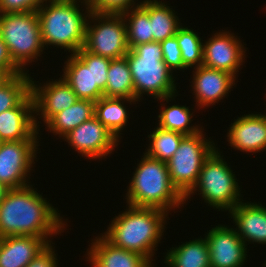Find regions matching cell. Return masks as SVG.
I'll list each match as a JSON object with an SVG mask.
<instances>
[{"mask_svg": "<svg viewBox=\"0 0 266 267\" xmlns=\"http://www.w3.org/2000/svg\"><path fill=\"white\" fill-rule=\"evenodd\" d=\"M65 225L57 209L32 185L9 189L0 203V238L34 236L50 244L49 237L63 232Z\"/></svg>", "mask_w": 266, "mask_h": 267, "instance_id": "6da1fadb", "label": "cell"}, {"mask_svg": "<svg viewBox=\"0 0 266 267\" xmlns=\"http://www.w3.org/2000/svg\"><path fill=\"white\" fill-rule=\"evenodd\" d=\"M127 205V211L116 216L102 236L112 245L136 252L152 263L168 214L158 208Z\"/></svg>", "mask_w": 266, "mask_h": 267, "instance_id": "7a4b0ae2", "label": "cell"}, {"mask_svg": "<svg viewBox=\"0 0 266 267\" xmlns=\"http://www.w3.org/2000/svg\"><path fill=\"white\" fill-rule=\"evenodd\" d=\"M80 0H48L37 10L42 42L66 49L71 54L84 47L86 38L87 17L91 13L87 0L81 3L86 11L81 12ZM87 13V15H86Z\"/></svg>", "mask_w": 266, "mask_h": 267, "instance_id": "3957f363", "label": "cell"}, {"mask_svg": "<svg viewBox=\"0 0 266 267\" xmlns=\"http://www.w3.org/2000/svg\"><path fill=\"white\" fill-rule=\"evenodd\" d=\"M133 173L126 193V203L135 207H153L169 213L172 208H180L184 197L173 186L167 163L149 157L144 153Z\"/></svg>", "mask_w": 266, "mask_h": 267, "instance_id": "277c9868", "label": "cell"}, {"mask_svg": "<svg viewBox=\"0 0 266 267\" xmlns=\"http://www.w3.org/2000/svg\"><path fill=\"white\" fill-rule=\"evenodd\" d=\"M127 58L135 89V99L143 94L152 95L157 101H168L177 95L173 72L163 62L160 42H148L130 49Z\"/></svg>", "mask_w": 266, "mask_h": 267, "instance_id": "5b68a950", "label": "cell"}, {"mask_svg": "<svg viewBox=\"0 0 266 267\" xmlns=\"http://www.w3.org/2000/svg\"><path fill=\"white\" fill-rule=\"evenodd\" d=\"M235 177L231 167L223 159V155L221 156L218 148H215L205 159L197 183L184 200H188L191 194L198 190L208 206L219 211L225 209L230 212L242 202L240 186Z\"/></svg>", "mask_w": 266, "mask_h": 267, "instance_id": "8992f818", "label": "cell"}, {"mask_svg": "<svg viewBox=\"0 0 266 267\" xmlns=\"http://www.w3.org/2000/svg\"><path fill=\"white\" fill-rule=\"evenodd\" d=\"M0 37L13 63L24 73L28 72L24 67L43 53L44 45L36 11L0 14Z\"/></svg>", "mask_w": 266, "mask_h": 267, "instance_id": "52a82bcc", "label": "cell"}, {"mask_svg": "<svg viewBox=\"0 0 266 267\" xmlns=\"http://www.w3.org/2000/svg\"><path fill=\"white\" fill-rule=\"evenodd\" d=\"M202 132L185 136L172 158L166 162L170 180L183 197L193 189L205 159L216 148Z\"/></svg>", "mask_w": 266, "mask_h": 267, "instance_id": "ba28073f", "label": "cell"}, {"mask_svg": "<svg viewBox=\"0 0 266 267\" xmlns=\"http://www.w3.org/2000/svg\"><path fill=\"white\" fill-rule=\"evenodd\" d=\"M89 19L95 22L94 25L89 24ZM84 48L94 55L111 59L125 57L130 48L127 43V26L122 14L91 12L86 26Z\"/></svg>", "mask_w": 266, "mask_h": 267, "instance_id": "9c48e42d", "label": "cell"}, {"mask_svg": "<svg viewBox=\"0 0 266 267\" xmlns=\"http://www.w3.org/2000/svg\"><path fill=\"white\" fill-rule=\"evenodd\" d=\"M38 143L37 140L3 142L0 146V183L9 189L31 185L26 177L33 170Z\"/></svg>", "mask_w": 266, "mask_h": 267, "instance_id": "30bf717a", "label": "cell"}, {"mask_svg": "<svg viewBox=\"0 0 266 267\" xmlns=\"http://www.w3.org/2000/svg\"><path fill=\"white\" fill-rule=\"evenodd\" d=\"M62 139L72 149L87 159H99L108 156L118 146L119 140L95 116L71 130Z\"/></svg>", "mask_w": 266, "mask_h": 267, "instance_id": "8fae6325", "label": "cell"}, {"mask_svg": "<svg viewBox=\"0 0 266 267\" xmlns=\"http://www.w3.org/2000/svg\"><path fill=\"white\" fill-rule=\"evenodd\" d=\"M240 38L229 31L215 33L208 41L203 43L202 65L225 71L236 78L240 66L243 65L245 51Z\"/></svg>", "mask_w": 266, "mask_h": 267, "instance_id": "7c38bea8", "label": "cell"}, {"mask_svg": "<svg viewBox=\"0 0 266 267\" xmlns=\"http://www.w3.org/2000/svg\"><path fill=\"white\" fill-rule=\"evenodd\" d=\"M209 247L211 267H242L247 256V245L236 230L218 225L205 236Z\"/></svg>", "mask_w": 266, "mask_h": 267, "instance_id": "4fadbf2b", "label": "cell"}, {"mask_svg": "<svg viewBox=\"0 0 266 267\" xmlns=\"http://www.w3.org/2000/svg\"><path fill=\"white\" fill-rule=\"evenodd\" d=\"M34 115V99L30 92L16 107L0 113L2 140L4 142L38 140L40 125Z\"/></svg>", "mask_w": 266, "mask_h": 267, "instance_id": "5bb4252c", "label": "cell"}, {"mask_svg": "<svg viewBox=\"0 0 266 267\" xmlns=\"http://www.w3.org/2000/svg\"><path fill=\"white\" fill-rule=\"evenodd\" d=\"M31 78V94L34 99V114L41 115L46 124L55 114L72 106L78 97L70 85L60 77L39 86ZM33 80V81H32ZM41 113V114H40Z\"/></svg>", "mask_w": 266, "mask_h": 267, "instance_id": "9a60e30c", "label": "cell"}, {"mask_svg": "<svg viewBox=\"0 0 266 267\" xmlns=\"http://www.w3.org/2000/svg\"><path fill=\"white\" fill-rule=\"evenodd\" d=\"M69 58V59H68ZM62 77L70 85L78 99L98 101L103 92L94 84L93 54L84 47L68 56Z\"/></svg>", "mask_w": 266, "mask_h": 267, "instance_id": "2e32d148", "label": "cell"}, {"mask_svg": "<svg viewBox=\"0 0 266 267\" xmlns=\"http://www.w3.org/2000/svg\"><path fill=\"white\" fill-rule=\"evenodd\" d=\"M193 71V94L196 104L202 108L218 103L230 92L235 85L236 78L225 71L209 68L204 65L194 67Z\"/></svg>", "mask_w": 266, "mask_h": 267, "instance_id": "e0dca14e", "label": "cell"}, {"mask_svg": "<svg viewBox=\"0 0 266 267\" xmlns=\"http://www.w3.org/2000/svg\"><path fill=\"white\" fill-rule=\"evenodd\" d=\"M229 126L231 127L227 132V139L235 150L246 153L266 150V117L264 114H244Z\"/></svg>", "mask_w": 266, "mask_h": 267, "instance_id": "ac0fdd59", "label": "cell"}, {"mask_svg": "<svg viewBox=\"0 0 266 267\" xmlns=\"http://www.w3.org/2000/svg\"><path fill=\"white\" fill-rule=\"evenodd\" d=\"M95 238L87 250V261H90L93 267H154L142 255L118 248L102 235Z\"/></svg>", "mask_w": 266, "mask_h": 267, "instance_id": "d6986e66", "label": "cell"}, {"mask_svg": "<svg viewBox=\"0 0 266 267\" xmlns=\"http://www.w3.org/2000/svg\"><path fill=\"white\" fill-rule=\"evenodd\" d=\"M238 236L247 242L266 244V207L257 203L240 202L230 213ZM247 241V242H246Z\"/></svg>", "mask_w": 266, "mask_h": 267, "instance_id": "ffe728a7", "label": "cell"}, {"mask_svg": "<svg viewBox=\"0 0 266 267\" xmlns=\"http://www.w3.org/2000/svg\"><path fill=\"white\" fill-rule=\"evenodd\" d=\"M49 243L34 236L0 238V267H26Z\"/></svg>", "mask_w": 266, "mask_h": 267, "instance_id": "44dd1931", "label": "cell"}, {"mask_svg": "<svg viewBox=\"0 0 266 267\" xmlns=\"http://www.w3.org/2000/svg\"><path fill=\"white\" fill-rule=\"evenodd\" d=\"M140 6L149 14L151 36L155 42L175 36L182 26L175 11L160 0H144Z\"/></svg>", "mask_w": 266, "mask_h": 267, "instance_id": "7402d4cb", "label": "cell"}, {"mask_svg": "<svg viewBox=\"0 0 266 267\" xmlns=\"http://www.w3.org/2000/svg\"><path fill=\"white\" fill-rule=\"evenodd\" d=\"M164 260L169 267H211L205 238L193 239L179 247L170 248Z\"/></svg>", "mask_w": 266, "mask_h": 267, "instance_id": "603a6c76", "label": "cell"}, {"mask_svg": "<svg viewBox=\"0 0 266 267\" xmlns=\"http://www.w3.org/2000/svg\"><path fill=\"white\" fill-rule=\"evenodd\" d=\"M95 102L78 99L72 106L55 114L47 123L50 132L64 137L71 130L94 117Z\"/></svg>", "mask_w": 266, "mask_h": 267, "instance_id": "cb8c5ba5", "label": "cell"}, {"mask_svg": "<svg viewBox=\"0 0 266 267\" xmlns=\"http://www.w3.org/2000/svg\"><path fill=\"white\" fill-rule=\"evenodd\" d=\"M136 103V99L102 97L95 102L94 116L119 140V135L129 118L124 102Z\"/></svg>", "mask_w": 266, "mask_h": 267, "instance_id": "d4e9b609", "label": "cell"}, {"mask_svg": "<svg viewBox=\"0 0 266 267\" xmlns=\"http://www.w3.org/2000/svg\"><path fill=\"white\" fill-rule=\"evenodd\" d=\"M104 97L135 99V89L126 57L111 59Z\"/></svg>", "mask_w": 266, "mask_h": 267, "instance_id": "484cf974", "label": "cell"}, {"mask_svg": "<svg viewBox=\"0 0 266 267\" xmlns=\"http://www.w3.org/2000/svg\"><path fill=\"white\" fill-rule=\"evenodd\" d=\"M161 109L158 115V127L179 132L185 136L198 134L202 130L198 125L190 126L193 113L188 107L174 104L168 107L162 106Z\"/></svg>", "mask_w": 266, "mask_h": 267, "instance_id": "4316f807", "label": "cell"}, {"mask_svg": "<svg viewBox=\"0 0 266 267\" xmlns=\"http://www.w3.org/2000/svg\"><path fill=\"white\" fill-rule=\"evenodd\" d=\"M122 16L127 26V43L130 49L153 42L149 14L141 6L127 10Z\"/></svg>", "mask_w": 266, "mask_h": 267, "instance_id": "83f0119b", "label": "cell"}, {"mask_svg": "<svg viewBox=\"0 0 266 267\" xmlns=\"http://www.w3.org/2000/svg\"><path fill=\"white\" fill-rule=\"evenodd\" d=\"M185 137L184 134L164 130L157 126L154 131L148 135L150 146L145 153L154 159L168 162L177 151L180 142Z\"/></svg>", "mask_w": 266, "mask_h": 267, "instance_id": "f1b7e54d", "label": "cell"}, {"mask_svg": "<svg viewBox=\"0 0 266 267\" xmlns=\"http://www.w3.org/2000/svg\"><path fill=\"white\" fill-rule=\"evenodd\" d=\"M31 92V77L27 72L12 76L0 87V113L16 107Z\"/></svg>", "mask_w": 266, "mask_h": 267, "instance_id": "f546056e", "label": "cell"}, {"mask_svg": "<svg viewBox=\"0 0 266 267\" xmlns=\"http://www.w3.org/2000/svg\"><path fill=\"white\" fill-rule=\"evenodd\" d=\"M177 42L181 51V58L184 65L189 67H199L203 63V40L198 33L181 26L176 33Z\"/></svg>", "mask_w": 266, "mask_h": 267, "instance_id": "4dcf8cb0", "label": "cell"}, {"mask_svg": "<svg viewBox=\"0 0 266 267\" xmlns=\"http://www.w3.org/2000/svg\"><path fill=\"white\" fill-rule=\"evenodd\" d=\"M87 2L91 12L98 14H122L142 3L136 4L134 0H87Z\"/></svg>", "mask_w": 266, "mask_h": 267, "instance_id": "1f68e13d", "label": "cell"}, {"mask_svg": "<svg viewBox=\"0 0 266 267\" xmlns=\"http://www.w3.org/2000/svg\"><path fill=\"white\" fill-rule=\"evenodd\" d=\"M163 62L167 65V67L174 72L173 70H184L188 69L181 58V51L177 42L176 35L170 38H167L164 41L160 42Z\"/></svg>", "mask_w": 266, "mask_h": 267, "instance_id": "d6a6232c", "label": "cell"}, {"mask_svg": "<svg viewBox=\"0 0 266 267\" xmlns=\"http://www.w3.org/2000/svg\"><path fill=\"white\" fill-rule=\"evenodd\" d=\"M48 0H0V14L36 11Z\"/></svg>", "mask_w": 266, "mask_h": 267, "instance_id": "836d02e7", "label": "cell"}, {"mask_svg": "<svg viewBox=\"0 0 266 267\" xmlns=\"http://www.w3.org/2000/svg\"><path fill=\"white\" fill-rule=\"evenodd\" d=\"M111 58L93 54V75L94 84L104 92L107 84V72Z\"/></svg>", "mask_w": 266, "mask_h": 267, "instance_id": "e575fe53", "label": "cell"}, {"mask_svg": "<svg viewBox=\"0 0 266 267\" xmlns=\"http://www.w3.org/2000/svg\"><path fill=\"white\" fill-rule=\"evenodd\" d=\"M54 250L50 243L26 267H57L58 259Z\"/></svg>", "mask_w": 266, "mask_h": 267, "instance_id": "d590c367", "label": "cell"}, {"mask_svg": "<svg viewBox=\"0 0 266 267\" xmlns=\"http://www.w3.org/2000/svg\"><path fill=\"white\" fill-rule=\"evenodd\" d=\"M0 69L6 70L11 76L23 73L12 61L7 46L0 37Z\"/></svg>", "mask_w": 266, "mask_h": 267, "instance_id": "8d00e7d4", "label": "cell"}, {"mask_svg": "<svg viewBox=\"0 0 266 267\" xmlns=\"http://www.w3.org/2000/svg\"><path fill=\"white\" fill-rule=\"evenodd\" d=\"M12 76L3 69H0V87L5 84Z\"/></svg>", "mask_w": 266, "mask_h": 267, "instance_id": "74e56055", "label": "cell"}, {"mask_svg": "<svg viewBox=\"0 0 266 267\" xmlns=\"http://www.w3.org/2000/svg\"><path fill=\"white\" fill-rule=\"evenodd\" d=\"M9 190L3 183H0V203L5 197L6 192Z\"/></svg>", "mask_w": 266, "mask_h": 267, "instance_id": "f35d334b", "label": "cell"}, {"mask_svg": "<svg viewBox=\"0 0 266 267\" xmlns=\"http://www.w3.org/2000/svg\"><path fill=\"white\" fill-rule=\"evenodd\" d=\"M3 140H2V138L0 137V146L3 144Z\"/></svg>", "mask_w": 266, "mask_h": 267, "instance_id": "ab89813d", "label": "cell"}]
</instances>
